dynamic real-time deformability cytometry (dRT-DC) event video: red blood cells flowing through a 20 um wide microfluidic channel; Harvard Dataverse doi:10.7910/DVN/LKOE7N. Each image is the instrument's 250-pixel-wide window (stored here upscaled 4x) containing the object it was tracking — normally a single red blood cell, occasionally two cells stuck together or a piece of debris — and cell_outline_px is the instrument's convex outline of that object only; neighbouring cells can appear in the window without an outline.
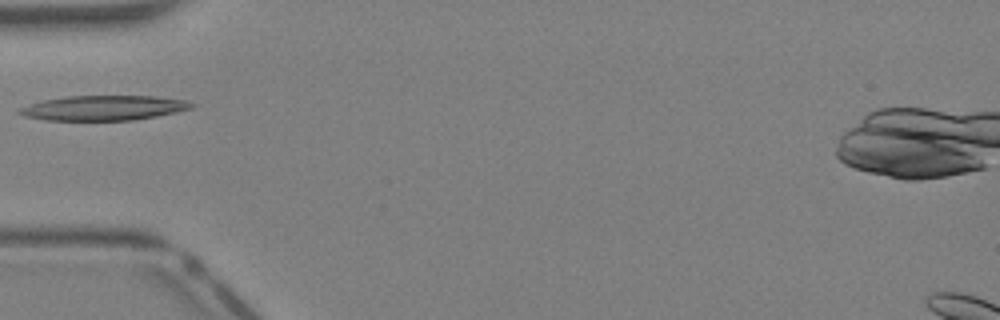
{"species": "Egyptian fruit bat (a non-hibernating species)", "species_latin": "Rousettus aegyptiacus", "temperature_condition": "warm", "stored_images_in_passage": 27, "camera_frame_rate_fps": 3000, "um_per_image_px": 0.085, "animal": {"sex": "female"}, "frame": {"image": 1, "passage_image": 1, "time_ms": 0.0, "image_size_px": [1000, 320], "cell_outline_px": [[196, 104], [192, 108], [176, 112], [156, 116], [132, 120], [44, 120], [24, 116], [16, 112], [20, 108], [28, 104], [44, 100], [64, 96], [156, 96], [184, 100]], "centroid_in_image_um": [8.79, 9.17], "position_along_channel_um": 76.2, "area_um2": 24.91}}
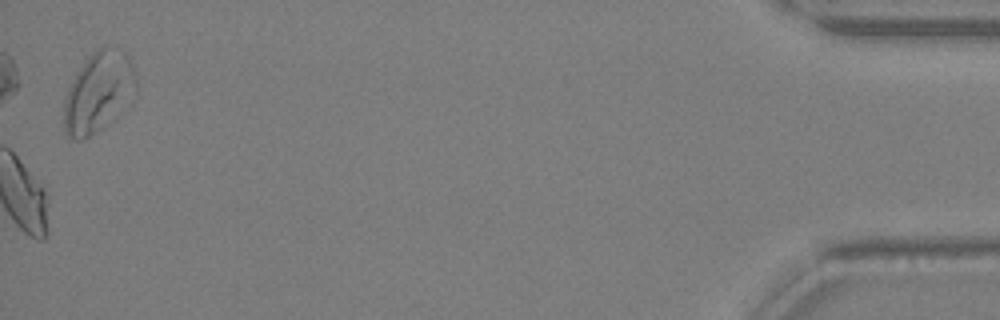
{"frame": {"image": 2, "passage_image": 27, "time_ms": 8.667, "image_size_px": [1000, 320], "cell_outline_px": [[136, 92], [100, 128], [88, 136], [80, 140], [76, 140], [68, 136], [64, 132], [64, 100], [68, 88], [76, 72], [88, 56], [96, 48], [104, 44], [120, 48], [128, 52], [136, 72]], "centroid_in_image_um": [8.36, 7.72], "position_along_channel_um": 426.8, "area_um2": 33.58}}